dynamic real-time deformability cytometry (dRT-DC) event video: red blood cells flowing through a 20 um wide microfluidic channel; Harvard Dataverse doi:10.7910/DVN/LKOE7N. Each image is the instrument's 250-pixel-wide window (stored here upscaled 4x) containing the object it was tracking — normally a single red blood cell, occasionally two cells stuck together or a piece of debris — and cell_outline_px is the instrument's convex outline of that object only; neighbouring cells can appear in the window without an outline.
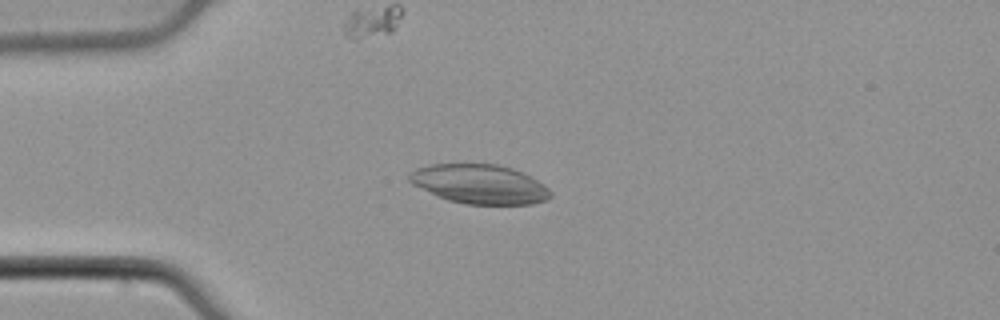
{"species": "common noctule bat (a hibernating species)", "species_latin": "Nyctalus noctula", "temperature_condition": "cold", "stored_images_in_passage": 55, "camera_frame_rate_fps": 3000, "um_per_image_px": 0.085, "animal": {"sex": "male", "body_mass_g": 21.5, "forearm_length_mm": 52.0}, "frame": {"image": 1, "passage_image": 15, "time_ms": 4.667, "image_size_px": [1000, 320], "cell_outline_px": [[552, 196], [548, 200], [532, 204], [464, 204], [448, 200], [436, 196], [412, 184], [408, 180], [408, 172], [416, 168], [432, 164], [496, 164], [512, 168], [544, 184], [552, 192]], "centroid_in_image_um": [40.74, 15.65], "position_along_channel_um": 44.3, "area_um2": 32.43}}
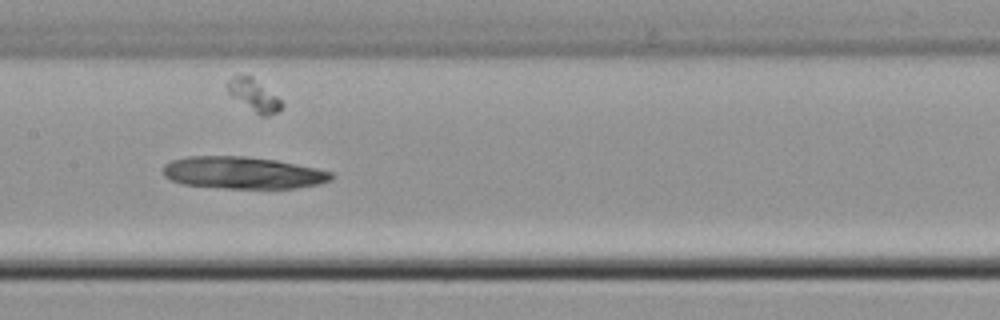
{"frame": {"image": 2, "passage_image": 28, "time_ms": 9.0, "image_size_px": [1000, 320], "cell_outline_px": [[336, 176], [332, 180], [320, 184], [296, 188], [224, 188], [180, 184], [164, 176], [164, 164], [172, 160], [188, 156], [244, 156], [276, 160], [316, 168], [332, 172]], "centroid_in_image_um": [20.67, 14.69], "position_along_channel_um": 186.7, "area_um2": 31.56}}
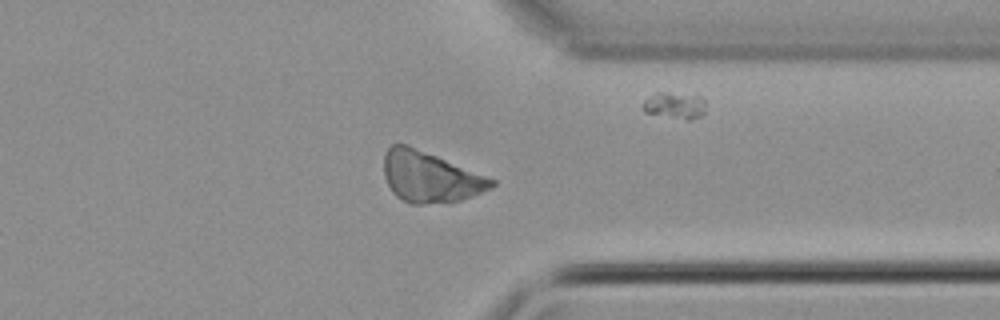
{"frame": {"image": 3, "passage_image": 43, "time_ms": 14.0, "image_size_px": [1000, 320], "cell_outline_px": [[496, 184], [492, 188], [472, 196], [448, 204], [408, 204], [396, 196], [392, 192], [384, 176], [384, 152], [392, 144], [408, 144], [496, 180]], "centroid_in_image_um": [36.54, 15.06], "position_along_channel_um": 374.9, "area_um2": 32.14}}